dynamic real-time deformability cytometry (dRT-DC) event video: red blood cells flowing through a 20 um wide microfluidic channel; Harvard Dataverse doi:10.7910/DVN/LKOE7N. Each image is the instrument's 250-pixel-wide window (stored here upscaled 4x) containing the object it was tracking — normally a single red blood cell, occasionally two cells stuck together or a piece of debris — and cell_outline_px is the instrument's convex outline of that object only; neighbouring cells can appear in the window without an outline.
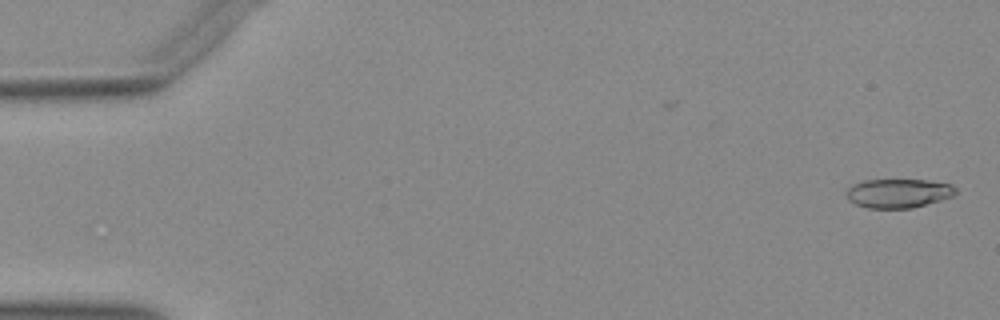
{"species": "Egyptian fruit bat (a non-hibernating species)", "species_latin": "Rousettus aegyptiacus", "temperature_condition": "warm", "stored_images_in_passage": 49, "camera_frame_rate_fps": 3000, "um_per_image_px": 0.085, "animal": {"sex": "female"}, "frame": {"image": 1, "passage_image": 1, "time_ms": 0.0, "image_size_px": [1000, 320], "cell_outline_px": [[956, 192], [952, 196], [940, 200], [912, 208], [868, 208], [856, 204], [848, 200], [844, 192], [848, 188], [864, 180], [928, 180], [952, 184], [956, 188]], "centroid_in_image_um": [76.35, 16.42], "position_along_channel_um": 8.6, "area_um2": 18.44}}
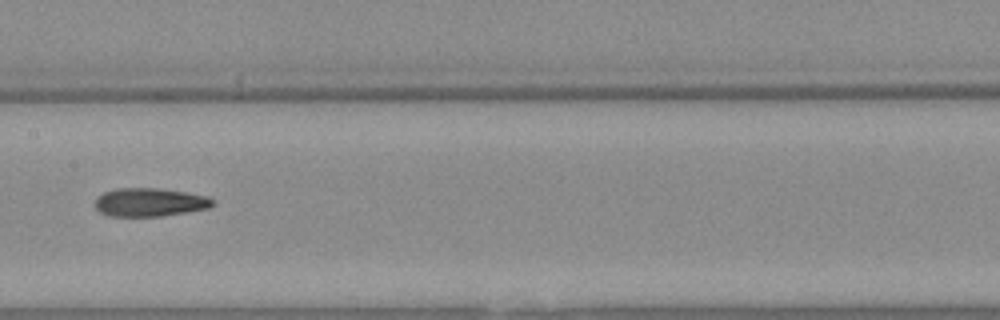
{"frame": {"image": 2, "passage_image": 26, "time_ms": 8.333, "image_size_px": [1000, 320], "cell_outline_px": [[216, 204], [208, 208], [160, 216], [108, 216], [100, 212], [92, 204], [96, 196], [104, 192], [116, 188], [156, 188], [184, 192], [208, 196], [216, 200]], "centroid_in_image_um": [12.69, 17.18], "position_along_channel_um": 194.7, "area_um2": 19.65}}
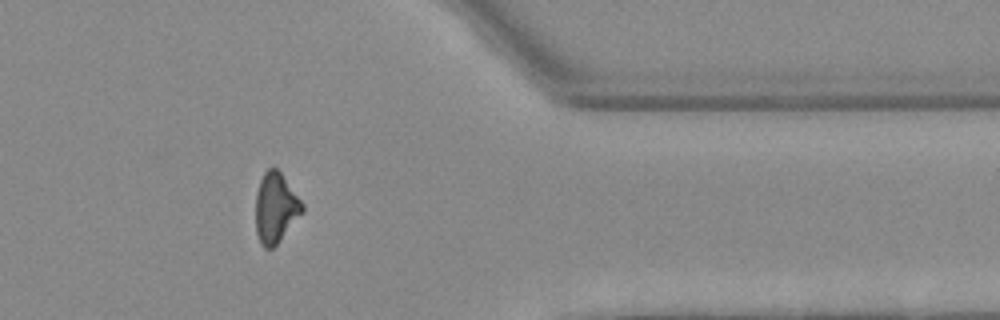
{"frame": {"image": 3, "passage_image": 42, "time_ms": 13.667, "image_size_px": [1000, 320], "cell_outline_px": [[304, 212], [276, 244], [272, 248], [264, 248], [260, 244], [256, 232], [256, 192], [260, 180], [264, 172], [268, 168], [276, 168], [280, 172], [304, 204]], "centroid_in_image_um": [23.42, 17.67], "position_along_channel_um": 388.0, "area_um2": 18.96}}